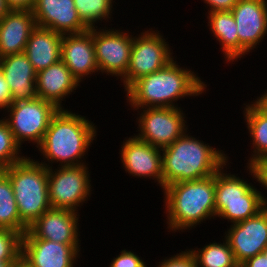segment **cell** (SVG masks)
<instances>
[{
  "label": "cell",
  "instance_id": "29",
  "mask_svg": "<svg viewBox=\"0 0 267 267\" xmlns=\"http://www.w3.org/2000/svg\"><path fill=\"white\" fill-rule=\"evenodd\" d=\"M22 234L0 228V261H17L22 254Z\"/></svg>",
  "mask_w": 267,
  "mask_h": 267
},
{
  "label": "cell",
  "instance_id": "42",
  "mask_svg": "<svg viewBox=\"0 0 267 267\" xmlns=\"http://www.w3.org/2000/svg\"><path fill=\"white\" fill-rule=\"evenodd\" d=\"M148 264H146V262H144L140 267H148Z\"/></svg>",
  "mask_w": 267,
  "mask_h": 267
},
{
  "label": "cell",
  "instance_id": "26",
  "mask_svg": "<svg viewBox=\"0 0 267 267\" xmlns=\"http://www.w3.org/2000/svg\"><path fill=\"white\" fill-rule=\"evenodd\" d=\"M0 228L13 229L22 235L27 231L20 221L11 181L4 171L0 173Z\"/></svg>",
  "mask_w": 267,
  "mask_h": 267
},
{
  "label": "cell",
  "instance_id": "11",
  "mask_svg": "<svg viewBox=\"0 0 267 267\" xmlns=\"http://www.w3.org/2000/svg\"><path fill=\"white\" fill-rule=\"evenodd\" d=\"M92 28V36L95 46V54L98 74L117 77L122 79L127 72L131 48L133 44V33L129 30H121L110 27ZM126 31V32H125Z\"/></svg>",
  "mask_w": 267,
  "mask_h": 267
},
{
  "label": "cell",
  "instance_id": "9",
  "mask_svg": "<svg viewBox=\"0 0 267 267\" xmlns=\"http://www.w3.org/2000/svg\"><path fill=\"white\" fill-rule=\"evenodd\" d=\"M143 31L133 34L129 66L121 79L125 90L140 77L162 69L175 57L167 38L160 31L152 28Z\"/></svg>",
  "mask_w": 267,
  "mask_h": 267
},
{
  "label": "cell",
  "instance_id": "12",
  "mask_svg": "<svg viewBox=\"0 0 267 267\" xmlns=\"http://www.w3.org/2000/svg\"><path fill=\"white\" fill-rule=\"evenodd\" d=\"M231 12L237 26L241 60L267 36V0H238Z\"/></svg>",
  "mask_w": 267,
  "mask_h": 267
},
{
  "label": "cell",
  "instance_id": "21",
  "mask_svg": "<svg viewBox=\"0 0 267 267\" xmlns=\"http://www.w3.org/2000/svg\"><path fill=\"white\" fill-rule=\"evenodd\" d=\"M32 11L10 10L0 19V58L24 53L36 27Z\"/></svg>",
  "mask_w": 267,
  "mask_h": 267
},
{
  "label": "cell",
  "instance_id": "31",
  "mask_svg": "<svg viewBox=\"0 0 267 267\" xmlns=\"http://www.w3.org/2000/svg\"><path fill=\"white\" fill-rule=\"evenodd\" d=\"M247 168V173L252 176V179L255 180L258 184L267 190V159L261 160L255 163L253 166H245ZM262 202L264 208H267V197L262 194Z\"/></svg>",
  "mask_w": 267,
  "mask_h": 267
},
{
  "label": "cell",
  "instance_id": "20",
  "mask_svg": "<svg viewBox=\"0 0 267 267\" xmlns=\"http://www.w3.org/2000/svg\"><path fill=\"white\" fill-rule=\"evenodd\" d=\"M36 86L38 98L54 104L58 109H65L62 101L81 87L61 60L37 73Z\"/></svg>",
  "mask_w": 267,
  "mask_h": 267
},
{
  "label": "cell",
  "instance_id": "17",
  "mask_svg": "<svg viewBox=\"0 0 267 267\" xmlns=\"http://www.w3.org/2000/svg\"><path fill=\"white\" fill-rule=\"evenodd\" d=\"M61 61L79 83L99 72L96 61L92 28L73 34H64L61 41ZM89 75V76H88Z\"/></svg>",
  "mask_w": 267,
  "mask_h": 267
},
{
  "label": "cell",
  "instance_id": "6",
  "mask_svg": "<svg viewBox=\"0 0 267 267\" xmlns=\"http://www.w3.org/2000/svg\"><path fill=\"white\" fill-rule=\"evenodd\" d=\"M229 164L215 174V208L216 218L234 224L257 215L264 206L262 192L243 176L228 173Z\"/></svg>",
  "mask_w": 267,
  "mask_h": 267
},
{
  "label": "cell",
  "instance_id": "41",
  "mask_svg": "<svg viewBox=\"0 0 267 267\" xmlns=\"http://www.w3.org/2000/svg\"><path fill=\"white\" fill-rule=\"evenodd\" d=\"M262 254L267 258V246L262 251Z\"/></svg>",
  "mask_w": 267,
  "mask_h": 267
},
{
  "label": "cell",
  "instance_id": "36",
  "mask_svg": "<svg viewBox=\"0 0 267 267\" xmlns=\"http://www.w3.org/2000/svg\"><path fill=\"white\" fill-rule=\"evenodd\" d=\"M240 267H267V258L260 253L247 259Z\"/></svg>",
  "mask_w": 267,
  "mask_h": 267
},
{
  "label": "cell",
  "instance_id": "4",
  "mask_svg": "<svg viewBox=\"0 0 267 267\" xmlns=\"http://www.w3.org/2000/svg\"><path fill=\"white\" fill-rule=\"evenodd\" d=\"M162 190L168 232H187L203 221L216 218L215 174L172 183Z\"/></svg>",
  "mask_w": 267,
  "mask_h": 267
},
{
  "label": "cell",
  "instance_id": "27",
  "mask_svg": "<svg viewBox=\"0 0 267 267\" xmlns=\"http://www.w3.org/2000/svg\"><path fill=\"white\" fill-rule=\"evenodd\" d=\"M114 2V0H74L79 17L89 29L98 27L96 25L103 20V22L113 20Z\"/></svg>",
  "mask_w": 267,
  "mask_h": 267
},
{
  "label": "cell",
  "instance_id": "3",
  "mask_svg": "<svg viewBox=\"0 0 267 267\" xmlns=\"http://www.w3.org/2000/svg\"><path fill=\"white\" fill-rule=\"evenodd\" d=\"M188 131L162 148L163 188L212 176L229 162L225 151L193 137Z\"/></svg>",
  "mask_w": 267,
  "mask_h": 267
},
{
  "label": "cell",
  "instance_id": "14",
  "mask_svg": "<svg viewBox=\"0 0 267 267\" xmlns=\"http://www.w3.org/2000/svg\"><path fill=\"white\" fill-rule=\"evenodd\" d=\"M223 237L239 265L262 253L267 246V208L251 218L231 224Z\"/></svg>",
  "mask_w": 267,
  "mask_h": 267
},
{
  "label": "cell",
  "instance_id": "39",
  "mask_svg": "<svg viewBox=\"0 0 267 267\" xmlns=\"http://www.w3.org/2000/svg\"><path fill=\"white\" fill-rule=\"evenodd\" d=\"M264 94L262 92V95L259 97L257 96V100L267 109V89H265Z\"/></svg>",
  "mask_w": 267,
  "mask_h": 267
},
{
  "label": "cell",
  "instance_id": "8",
  "mask_svg": "<svg viewBox=\"0 0 267 267\" xmlns=\"http://www.w3.org/2000/svg\"><path fill=\"white\" fill-rule=\"evenodd\" d=\"M54 168H48L51 207L79 213V209L90 199L93 191L88 164Z\"/></svg>",
  "mask_w": 267,
  "mask_h": 267
},
{
  "label": "cell",
  "instance_id": "16",
  "mask_svg": "<svg viewBox=\"0 0 267 267\" xmlns=\"http://www.w3.org/2000/svg\"><path fill=\"white\" fill-rule=\"evenodd\" d=\"M79 216L75 211L50 208L36 219L27 231L38 239L61 244H81Z\"/></svg>",
  "mask_w": 267,
  "mask_h": 267
},
{
  "label": "cell",
  "instance_id": "10",
  "mask_svg": "<svg viewBox=\"0 0 267 267\" xmlns=\"http://www.w3.org/2000/svg\"><path fill=\"white\" fill-rule=\"evenodd\" d=\"M138 110L134 135L144 142L161 149L172 144L188 129L185 111L182 108H141ZM141 112V113H140ZM187 124V125H186Z\"/></svg>",
  "mask_w": 267,
  "mask_h": 267
},
{
  "label": "cell",
  "instance_id": "25",
  "mask_svg": "<svg viewBox=\"0 0 267 267\" xmlns=\"http://www.w3.org/2000/svg\"><path fill=\"white\" fill-rule=\"evenodd\" d=\"M197 264V267H240L236 262L228 241L223 238L222 242L215 240L205 244L203 248L188 249Z\"/></svg>",
  "mask_w": 267,
  "mask_h": 267
},
{
  "label": "cell",
  "instance_id": "19",
  "mask_svg": "<svg viewBox=\"0 0 267 267\" xmlns=\"http://www.w3.org/2000/svg\"><path fill=\"white\" fill-rule=\"evenodd\" d=\"M0 71L9 86L11 103L38 98L37 73L24 53L0 58Z\"/></svg>",
  "mask_w": 267,
  "mask_h": 267
},
{
  "label": "cell",
  "instance_id": "38",
  "mask_svg": "<svg viewBox=\"0 0 267 267\" xmlns=\"http://www.w3.org/2000/svg\"><path fill=\"white\" fill-rule=\"evenodd\" d=\"M10 11L6 0H0V19Z\"/></svg>",
  "mask_w": 267,
  "mask_h": 267
},
{
  "label": "cell",
  "instance_id": "37",
  "mask_svg": "<svg viewBox=\"0 0 267 267\" xmlns=\"http://www.w3.org/2000/svg\"><path fill=\"white\" fill-rule=\"evenodd\" d=\"M11 267H32L22 256Z\"/></svg>",
  "mask_w": 267,
  "mask_h": 267
},
{
  "label": "cell",
  "instance_id": "15",
  "mask_svg": "<svg viewBox=\"0 0 267 267\" xmlns=\"http://www.w3.org/2000/svg\"><path fill=\"white\" fill-rule=\"evenodd\" d=\"M80 246L38 239L26 231L22 236L21 256L32 267H74L80 259Z\"/></svg>",
  "mask_w": 267,
  "mask_h": 267
},
{
  "label": "cell",
  "instance_id": "32",
  "mask_svg": "<svg viewBox=\"0 0 267 267\" xmlns=\"http://www.w3.org/2000/svg\"><path fill=\"white\" fill-rule=\"evenodd\" d=\"M115 256L108 265L109 267H140L145 262L132 250L123 249Z\"/></svg>",
  "mask_w": 267,
  "mask_h": 267
},
{
  "label": "cell",
  "instance_id": "24",
  "mask_svg": "<svg viewBox=\"0 0 267 267\" xmlns=\"http://www.w3.org/2000/svg\"><path fill=\"white\" fill-rule=\"evenodd\" d=\"M251 103V104H250ZM244 103V122L247 123L249 137L251 138L252 149L247 166L267 159V109L257 100Z\"/></svg>",
  "mask_w": 267,
  "mask_h": 267
},
{
  "label": "cell",
  "instance_id": "30",
  "mask_svg": "<svg viewBox=\"0 0 267 267\" xmlns=\"http://www.w3.org/2000/svg\"><path fill=\"white\" fill-rule=\"evenodd\" d=\"M157 263L159 264L156 267H197L196 261L188 249L171 255V257H164Z\"/></svg>",
  "mask_w": 267,
  "mask_h": 267
},
{
  "label": "cell",
  "instance_id": "34",
  "mask_svg": "<svg viewBox=\"0 0 267 267\" xmlns=\"http://www.w3.org/2000/svg\"><path fill=\"white\" fill-rule=\"evenodd\" d=\"M11 104V92L9 86L0 71V112Z\"/></svg>",
  "mask_w": 267,
  "mask_h": 267
},
{
  "label": "cell",
  "instance_id": "23",
  "mask_svg": "<svg viewBox=\"0 0 267 267\" xmlns=\"http://www.w3.org/2000/svg\"><path fill=\"white\" fill-rule=\"evenodd\" d=\"M208 29L220 44L225 62L235 64L239 59V36L235 18L231 11L206 12Z\"/></svg>",
  "mask_w": 267,
  "mask_h": 267
},
{
  "label": "cell",
  "instance_id": "2",
  "mask_svg": "<svg viewBox=\"0 0 267 267\" xmlns=\"http://www.w3.org/2000/svg\"><path fill=\"white\" fill-rule=\"evenodd\" d=\"M71 109H59L52 117L41 144L37 147L47 168L85 165L90 146L97 139V125ZM83 158V159H82ZM84 160V161H83ZM47 162V163H46Z\"/></svg>",
  "mask_w": 267,
  "mask_h": 267
},
{
  "label": "cell",
  "instance_id": "33",
  "mask_svg": "<svg viewBox=\"0 0 267 267\" xmlns=\"http://www.w3.org/2000/svg\"><path fill=\"white\" fill-rule=\"evenodd\" d=\"M203 2L207 5L206 8L208 13L214 11H231L234 5L238 2V0H203Z\"/></svg>",
  "mask_w": 267,
  "mask_h": 267
},
{
  "label": "cell",
  "instance_id": "28",
  "mask_svg": "<svg viewBox=\"0 0 267 267\" xmlns=\"http://www.w3.org/2000/svg\"><path fill=\"white\" fill-rule=\"evenodd\" d=\"M6 121L0 118V166L5 169L22 161L26 156L21 152ZM23 154V155H22Z\"/></svg>",
  "mask_w": 267,
  "mask_h": 267
},
{
  "label": "cell",
  "instance_id": "13",
  "mask_svg": "<svg viewBox=\"0 0 267 267\" xmlns=\"http://www.w3.org/2000/svg\"><path fill=\"white\" fill-rule=\"evenodd\" d=\"M119 154L123 169L136 178H148L163 189L162 149L139 140L135 135L121 141Z\"/></svg>",
  "mask_w": 267,
  "mask_h": 267
},
{
  "label": "cell",
  "instance_id": "40",
  "mask_svg": "<svg viewBox=\"0 0 267 267\" xmlns=\"http://www.w3.org/2000/svg\"><path fill=\"white\" fill-rule=\"evenodd\" d=\"M14 262L16 261H0V267H11Z\"/></svg>",
  "mask_w": 267,
  "mask_h": 267
},
{
  "label": "cell",
  "instance_id": "22",
  "mask_svg": "<svg viewBox=\"0 0 267 267\" xmlns=\"http://www.w3.org/2000/svg\"><path fill=\"white\" fill-rule=\"evenodd\" d=\"M63 35L48 28L36 26L27 41L24 54L36 73L61 60Z\"/></svg>",
  "mask_w": 267,
  "mask_h": 267
},
{
  "label": "cell",
  "instance_id": "1",
  "mask_svg": "<svg viewBox=\"0 0 267 267\" xmlns=\"http://www.w3.org/2000/svg\"><path fill=\"white\" fill-rule=\"evenodd\" d=\"M193 70L177 63L176 57L165 67L140 77L124 92L131 109L164 108L178 106L179 99L202 96L207 91L206 82Z\"/></svg>",
  "mask_w": 267,
  "mask_h": 267
},
{
  "label": "cell",
  "instance_id": "7",
  "mask_svg": "<svg viewBox=\"0 0 267 267\" xmlns=\"http://www.w3.org/2000/svg\"><path fill=\"white\" fill-rule=\"evenodd\" d=\"M58 108L41 98L11 103L3 110L2 118L13 133L16 143L21 147L25 141L36 145L41 144L52 117Z\"/></svg>",
  "mask_w": 267,
  "mask_h": 267
},
{
  "label": "cell",
  "instance_id": "18",
  "mask_svg": "<svg viewBox=\"0 0 267 267\" xmlns=\"http://www.w3.org/2000/svg\"><path fill=\"white\" fill-rule=\"evenodd\" d=\"M32 12L37 26L62 35L89 29L79 17L74 0H36Z\"/></svg>",
  "mask_w": 267,
  "mask_h": 267
},
{
  "label": "cell",
  "instance_id": "35",
  "mask_svg": "<svg viewBox=\"0 0 267 267\" xmlns=\"http://www.w3.org/2000/svg\"><path fill=\"white\" fill-rule=\"evenodd\" d=\"M36 0H6L10 10L32 11Z\"/></svg>",
  "mask_w": 267,
  "mask_h": 267
},
{
  "label": "cell",
  "instance_id": "5",
  "mask_svg": "<svg viewBox=\"0 0 267 267\" xmlns=\"http://www.w3.org/2000/svg\"><path fill=\"white\" fill-rule=\"evenodd\" d=\"M13 188L20 221L28 228L51 207L48 193V168L27 156L3 169Z\"/></svg>",
  "mask_w": 267,
  "mask_h": 267
}]
</instances>
